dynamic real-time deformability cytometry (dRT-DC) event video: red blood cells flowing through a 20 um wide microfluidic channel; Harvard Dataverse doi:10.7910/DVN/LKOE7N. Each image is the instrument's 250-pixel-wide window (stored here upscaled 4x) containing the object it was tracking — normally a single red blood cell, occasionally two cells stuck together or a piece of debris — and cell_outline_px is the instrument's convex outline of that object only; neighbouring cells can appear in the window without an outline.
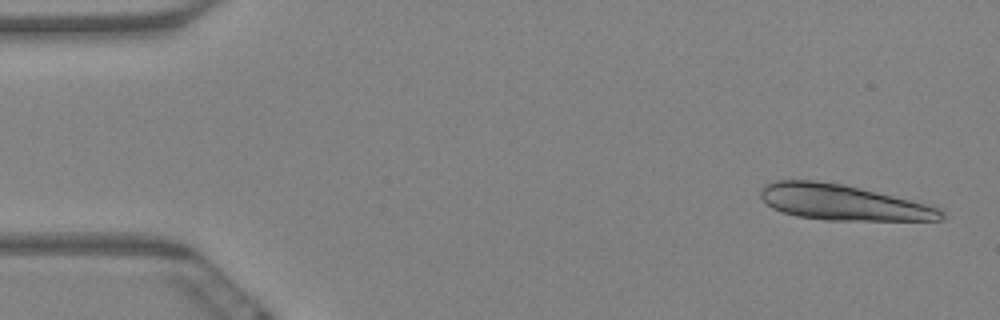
{"species": "Egyptian fruit bat (a non-hibernating species)", "species_latin": "Rousettus aegyptiacus", "temperature_condition": "warm", "stored_images_in_passage": 5, "camera_frame_rate_fps": 3000, "um_per_image_px": 0.085, "animal": {"sex": "female"}, "frame": {"image": 1, "passage_image": 1, "time_ms": 0.0, "image_size_px": [1000, 320], "cell_outline_px": [[944, 220], [824, 220], [796, 216], [780, 212], [772, 208], [760, 196], [760, 192], [768, 184], [776, 180], [816, 180], [844, 184], [940, 208], [944, 212]], "centroid_in_image_um": [71.61, 17.21], "position_along_channel_um": 13.4, "area_um2": 36.99}}